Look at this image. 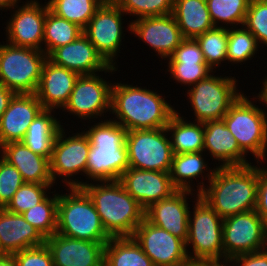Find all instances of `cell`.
Instances as JSON below:
<instances>
[{
	"instance_id": "29",
	"label": "cell",
	"mask_w": 267,
	"mask_h": 266,
	"mask_svg": "<svg viewBox=\"0 0 267 266\" xmlns=\"http://www.w3.org/2000/svg\"><path fill=\"white\" fill-rule=\"evenodd\" d=\"M172 15L184 38L195 39L215 27L206 0H174Z\"/></svg>"
},
{
	"instance_id": "10",
	"label": "cell",
	"mask_w": 267,
	"mask_h": 266,
	"mask_svg": "<svg viewBox=\"0 0 267 266\" xmlns=\"http://www.w3.org/2000/svg\"><path fill=\"white\" fill-rule=\"evenodd\" d=\"M166 127L127 131L129 167L169 173L173 151Z\"/></svg>"
},
{
	"instance_id": "35",
	"label": "cell",
	"mask_w": 267,
	"mask_h": 266,
	"mask_svg": "<svg viewBox=\"0 0 267 266\" xmlns=\"http://www.w3.org/2000/svg\"><path fill=\"white\" fill-rule=\"evenodd\" d=\"M39 204L22 213L24 219L44 237H50L57 230L58 193L53 191Z\"/></svg>"
},
{
	"instance_id": "34",
	"label": "cell",
	"mask_w": 267,
	"mask_h": 266,
	"mask_svg": "<svg viewBox=\"0 0 267 266\" xmlns=\"http://www.w3.org/2000/svg\"><path fill=\"white\" fill-rule=\"evenodd\" d=\"M250 1L251 0H206V3L210 18L215 27L227 26L228 28L230 25L229 27L233 28L244 25ZM220 23L222 25H219Z\"/></svg>"
},
{
	"instance_id": "3",
	"label": "cell",
	"mask_w": 267,
	"mask_h": 266,
	"mask_svg": "<svg viewBox=\"0 0 267 266\" xmlns=\"http://www.w3.org/2000/svg\"><path fill=\"white\" fill-rule=\"evenodd\" d=\"M92 183L86 181L80 187L92 200L107 234L111 238L132 237L145 218V210L119 180Z\"/></svg>"
},
{
	"instance_id": "31",
	"label": "cell",
	"mask_w": 267,
	"mask_h": 266,
	"mask_svg": "<svg viewBox=\"0 0 267 266\" xmlns=\"http://www.w3.org/2000/svg\"><path fill=\"white\" fill-rule=\"evenodd\" d=\"M177 111L166 125L174 154L201 152L204 149V125L188 121Z\"/></svg>"
},
{
	"instance_id": "16",
	"label": "cell",
	"mask_w": 267,
	"mask_h": 266,
	"mask_svg": "<svg viewBox=\"0 0 267 266\" xmlns=\"http://www.w3.org/2000/svg\"><path fill=\"white\" fill-rule=\"evenodd\" d=\"M22 6L16 4L11 9V18L6 23L7 43L43 51L44 22L49 7L38 0H26ZM14 9V10H13Z\"/></svg>"
},
{
	"instance_id": "40",
	"label": "cell",
	"mask_w": 267,
	"mask_h": 266,
	"mask_svg": "<svg viewBox=\"0 0 267 266\" xmlns=\"http://www.w3.org/2000/svg\"><path fill=\"white\" fill-rule=\"evenodd\" d=\"M174 0H122L118 6L126 15L136 19L150 16L170 15Z\"/></svg>"
},
{
	"instance_id": "18",
	"label": "cell",
	"mask_w": 267,
	"mask_h": 266,
	"mask_svg": "<svg viewBox=\"0 0 267 266\" xmlns=\"http://www.w3.org/2000/svg\"><path fill=\"white\" fill-rule=\"evenodd\" d=\"M48 59L55 65L65 67L81 75H94L99 72L117 71V66L109 65L96 51L95 46L83 33L75 41L56 48Z\"/></svg>"
},
{
	"instance_id": "2",
	"label": "cell",
	"mask_w": 267,
	"mask_h": 266,
	"mask_svg": "<svg viewBox=\"0 0 267 266\" xmlns=\"http://www.w3.org/2000/svg\"><path fill=\"white\" fill-rule=\"evenodd\" d=\"M258 194L257 165L218 167L199 194L217 214L227 217L256 209Z\"/></svg>"
},
{
	"instance_id": "48",
	"label": "cell",
	"mask_w": 267,
	"mask_h": 266,
	"mask_svg": "<svg viewBox=\"0 0 267 266\" xmlns=\"http://www.w3.org/2000/svg\"><path fill=\"white\" fill-rule=\"evenodd\" d=\"M0 266H17L13 255L0 254Z\"/></svg>"
},
{
	"instance_id": "50",
	"label": "cell",
	"mask_w": 267,
	"mask_h": 266,
	"mask_svg": "<svg viewBox=\"0 0 267 266\" xmlns=\"http://www.w3.org/2000/svg\"><path fill=\"white\" fill-rule=\"evenodd\" d=\"M200 266H231L228 261L226 262H212V263H200Z\"/></svg>"
},
{
	"instance_id": "1",
	"label": "cell",
	"mask_w": 267,
	"mask_h": 266,
	"mask_svg": "<svg viewBox=\"0 0 267 266\" xmlns=\"http://www.w3.org/2000/svg\"><path fill=\"white\" fill-rule=\"evenodd\" d=\"M156 91L115 82L111 88V120L127 131L159 129L169 123L177 110Z\"/></svg>"
},
{
	"instance_id": "28",
	"label": "cell",
	"mask_w": 267,
	"mask_h": 266,
	"mask_svg": "<svg viewBox=\"0 0 267 266\" xmlns=\"http://www.w3.org/2000/svg\"><path fill=\"white\" fill-rule=\"evenodd\" d=\"M203 155H206L204 151L173 155L171 170L169 173L172 184L177 190L194 192L196 189L194 188L193 190L192 186L194 182L192 181L193 179L197 181L199 180L197 178L200 177L202 181L197 183L196 193L200 194L204 190L206 184L203 180L205 181V178H207V183H209L215 173V170L217 169V166L210 168L208 166L209 162L204 160ZM205 172H207L206 175Z\"/></svg>"
},
{
	"instance_id": "45",
	"label": "cell",
	"mask_w": 267,
	"mask_h": 266,
	"mask_svg": "<svg viewBox=\"0 0 267 266\" xmlns=\"http://www.w3.org/2000/svg\"><path fill=\"white\" fill-rule=\"evenodd\" d=\"M228 263L231 266H267V248L236 256Z\"/></svg>"
},
{
	"instance_id": "51",
	"label": "cell",
	"mask_w": 267,
	"mask_h": 266,
	"mask_svg": "<svg viewBox=\"0 0 267 266\" xmlns=\"http://www.w3.org/2000/svg\"><path fill=\"white\" fill-rule=\"evenodd\" d=\"M122 0H98L101 5H118Z\"/></svg>"
},
{
	"instance_id": "38",
	"label": "cell",
	"mask_w": 267,
	"mask_h": 266,
	"mask_svg": "<svg viewBox=\"0 0 267 266\" xmlns=\"http://www.w3.org/2000/svg\"><path fill=\"white\" fill-rule=\"evenodd\" d=\"M260 47L255 36L244 26L228 27L227 64L247 63L254 58Z\"/></svg>"
},
{
	"instance_id": "4",
	"label": "cell",
	"mask_w": 267,
	"mask_h": 266,
	"mask_svg": "<svg viewBox=\"0 0 267 266\" xmlns=\"http://www.w3.org/2000/svg\"><path fill=\"white\" fill-rule=\"evenodd\" d=\"M83 131L91 145L86 165L87 179H91V182L119 180L129 168L127 130L106 118Z\"/></svg>"
},
{
	"instance_id": "32",
	"label": "cell",
	"mask_w": 267,
	"mask_h": 266,
	"mask_svg": "<svg viewBox=\"0 0 267 266\" xmlns=\"http://www.w3.org/2000/svg\"><path fill=\"white\" fill-rule=\"evenodd\" d=\"M104 266H155L132 237L111 238L104 247Z\"/></svg>"
},
{
	"instance_id": "42",
	"label": "cell",
	"mask_w": 267,
	"mask_h": 266,
	"mask_svg": "<svg viewBox=\"0 0 267 266\" xmlns=\"http://www.w3.org/2000/svg\"><path fill=\"white\" fill-rule=\"evenodd\" d=\"M21 173L0 156V208H5L24 184Z\"/></svg>"
},
{
	"instance_id": "37",
	"label": "cell",
	"mask_w": 267,
	"mask_h": 266,
	"mask_svg": "<svg viewBox=\"0 0 267 266\" xmlns=\"http://www.w3.org/2000/svg\"><path fill=\"white\" fill-rule=\"evenodd\" d=\"M195 40L202 50L205 62L213 71L219 68L221 63L227 62V27H214L197 36Z\"/></svg>"
},
{
	"instance_id": "46",
	"label": "cell",
	"mask_w": 267,
	"mask_h": 266,
	"mask_svg": "<svg viewBox=\"0 0 267 266\" xmlns=\"http://www.w3.org/2000/svg\"><path fill=\"white\" fill-rule=\"evenodd\" d=\"M16 93L11 89L0 85V118L5 110L8 108V105Z\"/></svg>"
},
{
	"instance_id": "47",
	"label": "cell",
	"mask_w": 267,
	"mask_h": 266,
	"mask_svg": "<svg viewBox=\"0 0 267 266\" xmlns=\"http://www.w3.org/2000/svg\"><path fill=\"white\" fill-rule=\"evenodd\" d=\"M262 83H263L262 84L263 88H261V91L258 94H256L257 96L254 95L255 97L253 96V98H251V99L254 100V98H255L256 101H259L260 104L262 102V104L265 105V107H267V77H266V75H265Z\"/></svg>"
},
{
	"instance_id": "39",
	"label": "cell",
	"mask_w": 267,
	"mask_h": 266,
	"mask_svg": "<svg viewBox=\"0 0 267 266\" xmlns=\"http://www.w3.org/2000/svg\"><path fill=\"white\" fill-rule=\"evenodd\" d=\"M54 184L25 182L13 195L5 209L14 214H22L43 201L50 194Z\"/></svg>"
},
{
	"instance_id": "6",
	"label": "cell",
	"mask_w": 267,
	"mask_h": 266,
	"mask_svg": "<svg viewBox=\"0 0 267 266\" xmlns=\"http://www.w3.org/2000/svg\"><path fill=\"white\" fill-rule=\"evenodd\" d=\"M195 194L185 242L188 258L192 263L224 262L223 219L199 194ZM190 248L192 252L188 251Z\"/></svg>"
},
{
	"instance_id": "36",
	"label": "cell",
	"mask_w": 267,
	"mask_h": 266,
	"mask_svg": "<svg viewBox=\"0 0 267 266\" xmlns=\"http://www.w3.org/2000/svg\"><path fill=\"white\" fill-rule=\"evenodd\" d=\"M47 5L52 13L83 29L101 6L98 0H48Z\"/></svg>"
},
{
	"instance_id": "26",
	"label": "cell",
	"mask_w": 267,
	"mask_h": 266,
	"mask_svg": "<svg viewBox=\"0 0 267 266\" xmlns=\"http://www.w3.org/2000/svg\"><path fill=\"white\" fill-rule=\"evenodd\" d=\"M45 243V238L22 214L0 208V254L13 255Z\"/></svg>"
},
{
	"instance_id": "52",
	"label": "cell",
	"mask_w": 267,
	"mask_h": 266,
	"mask_svg": "<svg viewBox=\"0 0 267 266\" xmlns=\"http://www.w3.org/2000/svg\"><path fill=\"white\" fill-rule=\"evenodd\" d=\"M185 266H200V263H189V264H187V265H185Z\"/></svg>"
},
{
	"instance_id": "33",
	"label": "cell",
	"mask_w": 267,
	"mask_h": 266,
	"mask_svg": "<svg viewBox=\"0 0 267 266\" xmlns=\"http://www.w3.org/2000/svg\"><path fill=\"white\" fill-rule=\"evenodd\" d=\"M81 34L83 28L79 25L48 10L44 22L43 51L49 56L56 48L75 41Z\"/></svg>"
},
{
	"instance_id": "24",
	"label": "cell",
	"mask_w": 267,
	"mask_h": 266,
	"mask_svg": "<svg viewBox=\"0 0 267 266\" xmlns=\"http://www.w3.org/2000/svg\"><path fill=\"white\" fill-rule=\"evenodd\" d=\"M79 74L55 65L48 58L44 63L35 92L44 109H62L68 102Z\"/></svg>"
},
{
	"instance_id": "5",
	"label": "cell",
	"mask_w": 267,
	"mask_h": 266,
	"mask_svg": "<svg viewBox=\"0 0 267 266\" xmlns=\"http://www.w3.org/2000/svg\"><path fill=\"white\" fill-rule=\"evenodd\" d=\"M58 193L56 233L74 239L108 242L111 237L104 229L92 200L81 187H67Z\"/></svg>"
},
{
	"instance_id": "20",
	"label": "cell",
	"mask_w": 267,
	"mask_h": 266,
	"mask_svg": "<svg viewBox=\"0 0 267 266\" xmlns=\"http://www.w3.org/2000/svg\"><path fill=\"white\" fill-rule=\"evenodd\" d=\"M54 266H104L107 242L69 238L58 233L45 238Z\"/></svg>"
},
{
	"instance_id": "11",
	"label": "cell",
	"mask_w": 267,
	"mask_h": 266,
	"mask_svg": "<svg viewBox=\"0 0 267 266\" xmlns=\"http://www.w3.org/2000/svg\"><path fill=\"white\" fill-rule=\"evenodd\" d=\"M62 126L55 138L50 162V173L53 183L57 178H63L62 182L67 187H80L83 181L74 179V176H86L87 158L90 150V142L84 131L72 133V136L65 134ZM85 174V175H84ZM73 176V178H72ZM72 178V179H71Z\"/></svg>"
},
{
	"instance_id": "30",
	"label": "cell",
	"mask_w": 267,
	"mask_h": 266,
	"mask_svg": "<svg viewBox=\"0 0 267 266\" xmlns=\"http://www.w3.org/2000/svg\"><path fill=\"white\" fill-rule=\"evenodd\" d=\"M55 111L53 109H44L40 112L29 125L22 140L31 151L47 157L49 160L57 133L63 126L61 121L54 116Z\"/></svg>"
},
{
	"instance_id": "8",
	"label": "cell",
	"mask_w": 267,
	"mask_h": 266,
	"mask_svg": "<svg viewBox=\"0 0 267 266\" xmlns=\"http://www.w3.org/2000/svg\"><path fill=\"white\" fill-rule=\"evenodd\" d=\"M213 73L215 72L186 90L195 122L222 120L231 105L243 93L238 90V80L235 77L218 74L216 76Z\"/></svg>"
},
{
	"instance_id": "27",
	"label": "cell",
	"mask_w": 267,
	"mask_h": 266,
	"mask_svg": "<svg viewBox=\"0 0 267 266\" xmlns=\"http://www.w3.org/2000/svg\"><path fill=\"white\" fill-rule=\"evenodd\" d=\"M0 156L16 167L27 183L54 184L47 157L31 151L22 141L0 146Z\"/></svg>"
},
{
	"instance_id": "43",
	"label": "cell",
	"mask_w": 267,
	"mask_h": 266,
	"mask_svg": "<svg viewBox=\"0 0 267 266\" xmlns=\"http://www.w3.org/2000/svg\"><path fill=\"white\" fill-rule=\"evenodd\" d=\"M17 266H54L51 251L46 243L13 254Z\"/></svg>"
},
{
	"instance_id": "41",
	"label": "cell",
	"mask_w": 267,
	"mask_h": 266,
	"mask_svg": "<svg viewBox=\"0 0 267 266\" xmlns=\"http://www.w3.org/2000/svg\"><path fill=\"white\" fill-rule=\"evenodd\" d=\"M256 38L258 44L267 46V0H251L244 25Z\"/></svg>"
},
{
	"instance_id": "25",
	"label": "cell",
	"mask_w": 267,
	"mask_h": 266,
	"mask_svg": "<svg viewBox=\"0 0 267 266\" xmlns=\"http://www.w3.org/2000/svg\"><path fill=\"white\" fill-rule=\"evenodd\" d=\"M203 125V151H208L212 160H218L219 164L216 163L218 167L219 165L220 167H237L252 164L247 160V155L240 149L223 120L208 121Z\"/></svg>"
},
{
	"instance_id": "44",
	"label": "cell",
	"mask_w": 267,
	"mask_h": 266,
	"mask_svg": "<svg viewBox=\"0 0 267 266\" xmlns=\"http://www.w3.org/2000/svg\"><path fill=\"white\" fill-rule=\"evenodd\" d=\"M263 162L264 160L256 161L258 174V194L255 210L267 225V168L265 166L263 167ZM260 165H262V167Z\"/></svg>"
},
{
	"instance_id": "23",
	"label": "cell",
	"mask_w": 267,
	"mask_h": 266,
	"mask_svg": "<svg viewBox=\"0 0 267 266\" xmlns=\"http://www.w3.org/2000/svg\"><path fill=\"white\" fill-rule=\"evenodd\" d=\"M167 61L171 78L182 86L190 87L213 72L205 62L199 44L191 38H184Z\"/></svg>"
},
{
	"instance_id": "22",
	"label": "cell",
	"mask_w": 267,
	"mask_h": 266,
	"mask_svg": "<svg viewBox=\"0 0 267 266\" xmlns=\"http://www.w3.org/2000/svg\"><path fill=\"white\" fill-rule=\"evenodd\" d=\"M43 110L35 94H15L0 118V146L22 141L29 125Z\"/></svg>"
},
{
	"instance_id": "14",
	"label": "cell",
	"mask_w": 267,
	"mask_h": 266,
	"mask_svg": "<svg viewBox=\"0 0 267 266\" xmlns=\"http://www.w3.org/2000/svg\"><path fill=\"white\" fill-rule=\"evenodd\" d=\"M124 15L118 5H101L83 29L88 40L109 65L116 66L123 43Z\"/></svg>"
},
{
	"instance_id": "49",
	"label": "cell",
	"mask_w": 267,
	"mask_h": 266,
	"mask_svg": "<svg viewBox=\"0 0 267 266\" xmlns=\"http://www.w3.org/2000/svg\"><path fill=\"white\" fill-rule=\"evenodd\" d=\"M21 0H0V10H9L16 4L21 3Z\"/></svg>"
},
{
	"instance_id": "19",
	"label": "cell",
	"mask_w": 267,
	"mask_h": 266,
	"mask_svg": "<svg viewBox=\"0 0 267 266\" xmlns=\"http://www.w3.org/2000/svg\"><path fill=\"white\" fill-rule=\"evenodd\" d=\"M119 181L144 210L177 191L167 172L129 167Z\"/></svg>"
},
{
	"instance_id": "15",
	"label": "cell",
	"mask_w": 267,
	"mask_h": 266,
	"mask_svg": "<svg viewBox=\"0 0 267 266\" xmlns=\"http://www.w3.org/2000/svg\"><path fill=\"white\" fill-rule=\"evenodd\" d=\"M132 238L155 266H185L191 263L185 242L146 218L136 228Z\"/></svg>"
},
{
	"instance_id": "13",
	"label": "cell",
	"mask_w": 267,
	"mask_h": 266,
	"mask_svg": "<svg viewBox=\"0 0 267 266\" xmlns=\"http://www.w3.org/2000/svg\"><path fill=\"white\" fill-rule=\"evenodd\" d=\"M110 82V83H109ZM111 81L101 75H81L62 111L79 119L94 121L111 111ZM99 116V117H98ZM94 120H90L93 119Z\"/></svg>"
},
{
	"instance_id": "9",
	"label": "cell",
	"mask_w": 267,
	"mask_h": 266,
	"mask_svg": "<svg viewBox=\"0 0 267 266\" xmlns=\"http://www.w3.org/2000/svg\"><path fill=\"white\" fill-rule=\"evenodd\" d=\"M47 58L41 50L0 43V85L16 94H35Z\"/></svg>"
},
{
	"instance_id": "21",
	"label": "cell",
	"mask_w": 267,
	"mask_h": 266,
	"mask_svg": "<svg viewBox=\"0 0 267 266\" xmlns=\"http://www.w3.org/2000/svg\"><path fill=\"white\" fill-rule=\"evenodd\" d=\"M191 194V195H190ZM189 195L192 191L177 190L170 197L152 204L145 210V218L153 225L166 230L186 242L188 237ZM188 196V197H187Z\"/></svg>"
},
{
	"instance_id": "12",
	"label": "cell",
	"mask_w": 267,
	"mask_h": 266,
	"mask_svg": "<svg viewBox=\"0 0 267 266\" xmlns=\"http://www.w3.org/2000/svg\"><path fill=\"white\" fill-rule=\"evenodd\" d=\"M267 248V225L256 210L223 219L224 262Z\"/></svg>"
},
{
	"instance_id": "17",
	"label": "cell",
	"mask_w": 267,
	"mask_h": 266,
	"mask_svg": "<svg viewBox=\"0 0 267 266\" xmlns=\"http://www.w3.org/2000/svg\"><path fill=\"white\" fill-rule=\"evenodd\" d=\"M127 28L164 60L184 39L172 14L135 19L128 24Z\"/></svg>"
},
{
	"instance_id": "7",
	"label": "cell",
	"mask_w": 267,
	"mask_h": 266,
	"mask_svg": "<svg viewBox=\"0 0 267 266\" xmlns=\"http://www.w3.org/2000/svg\"><path fill=\"white\" fill-rule=\"evenodd\" d=\"M249 97L243 92L222 120L246 155L253 154L255 161L264 160L266 163L267 112Z\"/></svg>"
}]
</instances>
